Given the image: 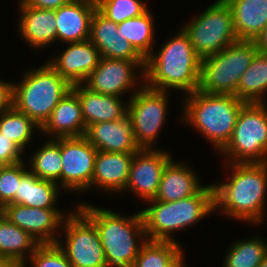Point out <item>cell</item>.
Listing matches in <instances>:
<instances>
[{
  "label": "cell",
  "instance_id": "cell-43",
  "mask_svg": "<svg viewBox=\"0 0 267 267\" xmlns=\"http://www.w3.org/2000/svg\"><path fill=\"white\" fill-rule=\"evenodd\" d=\"M259 267H267V251H266L265 256L263 258V261L261 262Z\"/></svg>",
  "mask_w": 267,
  "mask_h": 267
},
{
  "label": "cell",
  "instance_id": "cell-17",
  "mask_svg": "<svg viewBox=\"0 0 267 267\" xmlns=\"http://www.w3.org/2000/svg\"><path fill=\"white\" fill-rule=\"evenodd\" d=\"M96 9L95 0H72L55 9L57 41L67 45L89 40L91 20Z\"/></svg>",
  "mask_w": 267,
  "mask_h": 267
},
{
  "label": "cell",
  "instance_id": "cell-14",
  "mask_svg": "<svg viewBox=\"0 0 267 267\" xmlns=\"http://www.w3.org/2000/svg\"><path fill=\"white\" fill-rule=\"evenodd\" d=\"M0 212L40 244H56L59 238L55 233L62 231L65 215H68L58 208L42 209L13 203L6 204Z\"/></svg>",
  "mask_w": 267,
  "mask_h": 267
},
{
  "label": "cell",
  "instance_id": "cell-4",
  "mask_svg": "<svg viewBox=\"0 0 267 267\" xmlns=\"http://www.w3.org/2000/svg\"><path fill=\"white\" fill-rule=\"evenodd\" d=\"M184 97L181 120L191 124L220 152L229 142L240 110L246 103L234 95L199 90Z\"/></svg>",
  "mask_w": 267,
  "mask_h": 267
},
{
  "label": "cell",
  "instance_id": "cell-33",
  "mask_svg": "<svg viewBox=\"0 0 267 267\" xmlns=\"http://www.w3.org/2000/svg\"><path fill=\"white\" fill-rule=\"evenodd\" d=\"M181 246L173 241L147 239L132 267H166L183 251Z\"/></svg>",
  "mask_w": 267,
  "mask_h": 267
},
{
  "label": "cell",
  "instance_id": "cell-18",
  "mask_svg": "<svg viewBox=\"0 0 267 267\" xmlns=\"http://www.w3.org/2000/svg\"><path fill=\"white\" fill-rule=\"evenodd\" d=\"M85 137L98 151L136 153L140 150L128 115L120 120L90 125L86 129Z\"/></svg>",
  "mask_w": 267,
  "mask_h": 267
},
{
  "label": "cell",
  "instance_id": "cell-39",
  "mask_svg": "<svg viewBox=\"0 0 267 267\" xmlns=\"http://www.w3.org/2000/svg\"><path fill=\"white\" fill-rule=\"evenodd\" d=\"M26 6H31L42 10H55L67 5L72 0H21Z\"/></svg>",
  "mask_w": 267,
  "mask_h": 267
},
{
  "label": "cell",
  "instance_id": "cell-37",
  "mask_svg": "<svg viewBox=\"0 0 267 267\" xmlns=\"http://www.w3.org/2000/svg\"><path fill=\"white\" fill-rule=\"evenodd\" d=\"M24 152L6 136L0 133V164L11 165L23 161Z\"/></svg>",
  "mask_w": 267,
  "mask_h": 267
},
{
  "label": "cell",
  "instance_id": "cell-1",
  "mask_svg": "<svg viewBox=\"0 0 267 267\" xmlns=\"http://www.w3.org/2000/svg\"><path fill=\"white\" fill-rule=\"evenodd\" d=\"M226 165L225 169H231L228 170L231 172L228 181L212 184L214 210L219 209V213L232 217L231 219L262 223L267 199V162Z\"/></svg>",
  "mask_w": 267,
  "mask_h": 267
},
{
  "label": "cell",
  "instance_id": "cell-7",
  "mask_svg": "<svg viewBox=\"0 0 267 267\" xmlns=\"http://www.w3.org/2000/svg\"><path fill=\"white\" fill-rule=\"evenodd\" d=\"M257 52L254 41L238 40L222 51L201 59L197 90L236 96L241 76Z\"/></svg>",
  "mask_w": 267,
  "mask_h": 267
},
{
  "label": "cell",
  "instance_id": "cell-26",
  "mask_svg": "<svg viewBox=\"0 0 267 267\" xmlns=\"http://www.w3.org/2000/svg\"><path fill=\"white\" fill-rule=\"evenodd\" d=\"M238 40L254 41L267 25V0H225Z\"/></svg>",
  "mask_w": 267,
  "mask_h": 267
},
{
  "label": "cell",
  "instance_id": "cell-41",
  "mask_svg": "<svg viewBox=\"0 0 267 267\" xmlns=\"http://www.w3.org/2000/svg\"><path fill=\"white\" fill-rule=\"evenodd\" d=\"M184 252L182 251L168 266L166 267H184Z\"/></svg>",
  "mask_w": 267,
  "mask_h": 267
},
{
  "label": "cell",
  "instance_id": "cell-42",
  "mask_svg": "<svg viewBox=\"0 0 267 267\" xmlns=\"http://www.w3.org/2000/svg\"><path fill=\"white\" fill-rule=\"evenodd\" d=\"M0 267H22V266L14 261L0 258Z\"/></svg>",
  "mask_w": 267,
  "mask_h": 267
},
{
  "label": "cell",
  "instance_id": "cell-8",
  "mask_svg": "<svg viewBox=\"0 0 267 267\" xmlns=\"http://www.w3.org/2000/svg\"><path fill=\"white\" fill-rule=\"evenodd\" d=\"M267 103H246L240 110L232 136L219 152L228 163L267 162Z\"/></svg>",
  "mask_w": 267,
  "mask_h": 267
},
{
  "label": "cell",
  "instance_id": "cell-28",
  "mask_svg": "<svg viewBox=\"0 0 267 267\" xmlns=\"http://www.w3.org/2000/svg\"><path fill=\"white\" fill-rule=\"evenodd\" d=\"M266 91L267 54L257 52L241 76L236 97L245 103H267L264 100Z\"/></svg>",
  "mask_w": 267,
  "mask_h": 267
},
{
  "label": "cell",
  "instance_id": "cell-9",
  "mask_svg": "<svg viewBox=\"0 0 267 267\" xmlns=\"http://www.w3.org/2000/svg\"><path fill=\"white\" fill-rule=\"evenodd\" d=\"M201 58L216 54L238 41L232 12L225 0H216L180 27Z\"/></svg>",
  "mask_w": 267,
  "mask_h": 267
},
{
  "label": "cell",
  "instance_id": "cell-20",
  "mask_svg": "<svg viewBox=\"0 0 267 267\" xmlns=\"http://www.w3.org/2000/svg\"><path fill=\"white\" fill-rule=\"evenodd\" d=\"M40 131L48 138L85 136L80 99L72 89L58 102Z\"/></svg>",
  "mask_w": 267,
  "mask_h": 267
},
{
  "label": "cell",
  "instance_id": "cell-13",
  "mask_svg": "<svg viewBox=\"0 0 267 267\" xmlns=\"http://www.w3.org/2000/svg\"><path fill=\"white\" fill-rule=\"evenodd\" d=\"M138 69L139 75H136ZM145 61H128L123 59H110L101 57L98 66L90 73L83 83L91 91L121 97L126 91H138V77L144 84ZM137 76V77H136ZM135 88V89H132Z\"/></svg>",
  "mask_w": 267,
  "mask_h": 267
},
{
  "label": "cell",
  "instance_id": "cell-22",
  "mask_svg": "<svg viewBox=\"0 0 267 267\" xmlns=\"http://www.w3.org/2000/svg\"><path fill=\"white\" fill-rule=\"evenodd\" d=\"M19 34L33 49L50 46L57 41L55 10H42L26 6L19 1ZM50 44V45H49Z\"/></svg>",
  "mask_w": 267,
  "mask_h": 267
},
{
  "label": "cell",
  "instance_id": "cell-5",
  "mask_svg": "<svg viewBox=\"0 0 267 267\" xmlns=\"http://www.w3.org/2000/svg\"><path fill=\"white\" fill-rule=\"evenodd\" d=\"M149 207L141 210L147 239L173 241L172 233L199 223L214 210L212 184L205 185L198 193L177 201L147 200ZM213 211V212H212Z\"/></svg>",
  "mask_w": 267,
  "mask_h": 267
},
{
  "label": "cell",
  "instance_id": "cell-30",
  "mask_svg": "<svg viewBox=\"0 0 267 267\" xmlns=\"http://www.w3.org/2000/svg\"><path fill=\"white\" fill-rule=\"evenodd\" d=\"M154 18L149 9L142 15L118 24V34L126 39L146 59L154 45Z\"/></svg>",
  "mask_w": 267,
  "mask_h": 267
},
{
  "label": "cell",
  "instance_id": "cell-24",
  "mask_svg": "<svg viewBox=\"0 0 267 267\" xmlns=\"http://www.w3.org/2000/svg\"><path fill=\"white\" fill-rule=\"evenodd\" d=\"M196 175L186 163L181 164L172 158L163 169L158 191L153 200L171 202L195 195L204 187Z\"/></svg>",
  "mask_w": 267,
  "mask_h": 267
},
{
  "label": "cell",
  "instance_id": "cell-16",
  "mask_svg": "<svg viewBox=\"0 0 267 267\" xmlns=\"http://www.w3.org/2000/svg\"><path fill=\"white\" fill-rule=\"evenodd\" d=\"M67 44L59 56L47 62L71 86L83 84L99 64V50L90 40Z\"/></svg>",
  "mask_w": 267,
  "mask_h": 267
},
{
  "label": "cell",
  "instance_id": "cell-38",
  "mask_svg": "<svg viewBox=\"0 0 267 267\" xmlns=\"http://www.w3.org/2000/svg\"><path fill=\"white\" fill-rule=\"evenodd\" d=\"M13 83L0 79V114L12 107Z\"/></svg>",
  "mask_w": 267,
  "mask_h": 267
},
{
  "label": "cell",
  "instance_id": "cell-29",
  "mask_svg": "<svg viewBox=\"0 0 267 267\" xmlns=\"http://www.w3.org/2000/svg\"><path fill=\"white\" fill-rule=\"evenodd\" d=\"M30 156L29 171L43 180H50L62 188L61 137L49 138Z\"/></svg>",
  "mask_w": 267,
  "mask_h": 267
},
{
  "label": "cell",
  "instance_id": "cell-6",
  "mask_svg": "<svg viewBox=\"0 0 267 267\" xmlns=\"http://www.w3.org/2000/svg\"><path fill=\"white\" fill-rule=\"evenodd\" d=\"M70 89L71 85L44 62L38 68L24 72L18 84L13 83L12 106L41 128Z\"/></svg>",
  "mask_w": 267,
  "mask_h": 267
},
{
  "label": "cell",
  "instance_id": "cell-32",
  "mask_svg": "<svg viewBox=\"0 0 267 267\" xmlns=\"http://www.w3.org/2000/svg\"><path fill=\"white\" fill-rule=\"evenodd\" d=\"M223 267H259L267 251V240L254 236L229 246Z\"/></svg>",
  "mask_w": 267,
  "mask_h": 267
},
{
  "label": "cell",
  "instance_id": "cell-27",
  "mask_svg": "<svg viewBox=\"0 0 267 267\" xmlns=\"http://www.w3.org/2000/svg\"><path fill=\"white\" fill-rule=\"evenodd\" d=\"M39 245L33 236L11 223L0 212V258L23 266L28 264L27 260Z\"/></svg>",
  "mask_w": 267,
  "mask_h": 267
},
{
  "label": "cell",
  "instance_id": "cell-40",
  "mask_svg": "<svg viewBox=\"0 0 267 267\" xmlns=\"http://www.w3.org/2000/svg\"><path fill=\"white\" fill-rule=\"evenodd\" d=\"M258 52L267 54V25L263 28L261 33L254 40Z\"/></svg>",
  "mask_w": 267,
  "mask_h": 267
},
{
  "label": "cell",
  "instance_id": "cell-15",
  "mask_svg": "<svg viewBox=\"0 0 267 267\" xmlns=\"http://www.w3.org/2000/svg\"><path fill=\"white\" fill-rule=\"evenodd\" d=\"M172 157L173 155L158 147L151 150L140 149L134 153L124 192L132 191L136 198L144 202L153 199L158 191L163 169Z\"/></svg>",
  "mask_w": 267,
  "mask_h": 267
},
{
  "label": "cell",
  "instance_id": "cell-11",
  "mask_svg": "<svg viewBox=\"0 0 267 267\" xmlns=\"http://www.w3.org/2000/svg\"><path fill=\"white\" fill-rule=\"evenodd\" d=\"M129 95L127 115L132 122L133 135L140 149H155L153 144L165 124L168 113V91L156 90L145 84Z\"/></svg>",
  "mask_w": 267,
  "mask_h": 267
},
{
  "label": "cell",
  "instance_id": "cell-3",
  "mask_svg": "<svg viewBox=\"0 0 267 267\" xmlns=\"http://www.w3.org/2000/svg\"><path fill=\"white\" fill-rule=\"evenodd\" d=\"M76 206L94 223L99 233L106 267H132L147 241L140 210L133 216H123L84 202Z\"/></svg>",
  "mask_w": 267,
  "mask_h": 267
},
{
  "label": "cell",
  "instance_id": "cell-10",
  "mask_svg": "<svg viewBox=\"0 0 267 267\" xmlns=\"http://www.w3.org/2000/svg\"><path fill=\"white\" fill-rule=\"evenodd\" d=\"M75 208L68 212L62 224L66 240L58 239L56 244L73 267H106L104 249L94 223L77 206Z\"/></svg>",
  "mask_w": 267,
  "mask_h": 267
},
{
  "label": "cell",
  "instance_id": "cell-19",
  "mask_svg": "<svg viewBox=\"0 0 267 267\" xmlns=\"http://www.w3.org/2000/svg\"><path fill=\"white\" fill-rule=\"evenodd\" d=\"M89 40L99 50L101 57L145 61L130 42L118 34V24L108 20L97 9L92 16Z\"/></svg>",
  "mask_w": 267,
  "mask_h": 267
},
{
  "label": "cell",
  "instance_id": "cell-35",
  "mask_svg": "<svg viewBox=\"0 0 267 267\" xmlns=\"http://www.w3.org/2000/svg\"><path fill=\"white\" fill-rule=\"evenodd\" d=\"M27 261L31 267H73L57 244H40Z\"/></svg>",
  "mask_w": 267,
  "mask_h": 267
},
{
  "label": "cell",
  "instance_id": "cell-34",
  "mask_svg": "<svg viewBox=\"0 0 267 267\" xmlns=\"http://www.w3.org/2000/svg\"><path fill=\"white\" fill-rule=\"evenodd\" d=\"M97 10L108 20L119 24L145 13L149 8L143 0H95Z\"/></svg>",
  "mask_w": 267,
  "mask_h": 267
},
{
  "label": "cell",
  "instance_id": "cell-12",
  "mask_svg": "<svg viewBox=\"0 0 267 267\" xmlns=\"http://www.w3.org/2000/svg\"><path fill=\"white\" fill-rule=\"evenodd\" d=\"M97 151L85 136L61 137L62 189L90 191Z\"/></svg>",
  "mask_w": 267,
  "mask_h": 267
},
{
  "label": "cell",
  "instance_id": "cell-25",
  "mask_svg": "<svg viewBox=\"0 0 267 267\" xmlns=\"http://www.w3.org/2000/svg\"><path fill=\"white\" fill-rule=\"evenodd\" d=\"M26 165L25 160L21 161V182L10 203L42 209L56 208L60 186L53 181L38 178L26 169Z\"/></svg>",
  "mask_w": 267,
  "mask_h": 267
},
{
  "label": "cell",
  "instance_id": "cell-21",
  "mask_svg": "<svg viewBox=\"0 0 267 267\" xmlns=\"http://www.w3.org/2000/svg\"><path fill=\"white\" fill-rule=\"evenodd\" d=\"M78 95L86 129L97 122L120 120L127 115V105L121 97L91 91L84 84L72 85Z\"/></svg>",
  "mask_w": 267,
  "mask_h": 267
},
{
  "label": "cell",
  "instance_id": "cell-31",
  "mask_svg": "<svg viewBox=\"0 0 267 267\" xmlns=\"http://www.w3.org/2000/svg\"><path fill=\"white\" fill-rule=\"evenodd\" d=\"M40 126L25 113L16 110L13 106L0 114V133L15 143L23 152L26 145L34 137L35 129Z\"/></svg>",
  "mask_w": 267,
  "mask_h": 267
},
{
  "label": "cell",
  "instance_id": "cell-23",
  "mask_svg": "<svg viewBox=\"0 0 267 267\" xmlns=\"http://www.w3.org/2000/svg\"><path fill=\"white\" fill-rule=\"evenodd\" d=\"M133 156L134 153L97 151L92 187L115 194L124 191Z\"/></svg>",
  "mask_w": 267,
  "mask_h": 267
},
{
  "label": "cell",
  "instance_id": "cell-2",
  "mask_svg": "<svg viewBox=\"0 0 267 267\" xmlns=\"http://www.w3.org/2000/svg\"><path fill=\"white\" fill-rule=\"evenodd\" d=\"M167 43L145 59L144 84L156 90L170 89L190 94L199 84L201 58L180 28Z\"/></svg>",
  "mask_w": 267,
  "mask_h": 267
},
{
  "label": "cell",
  "instance_id": "cell-36",
  "mask_svg": "<svg viewBox=\"0 0 267 267\" xmlns=\"http://www.w3.org/2000/svg\"><path fill=\"white\" fill-rule=\"evenodd\" d=\"M20 182L21 161L0 167V210L15 198Z\"/></svg>",
  "mask_w": 267,
  "mask_h": 267
}]
</instances>
